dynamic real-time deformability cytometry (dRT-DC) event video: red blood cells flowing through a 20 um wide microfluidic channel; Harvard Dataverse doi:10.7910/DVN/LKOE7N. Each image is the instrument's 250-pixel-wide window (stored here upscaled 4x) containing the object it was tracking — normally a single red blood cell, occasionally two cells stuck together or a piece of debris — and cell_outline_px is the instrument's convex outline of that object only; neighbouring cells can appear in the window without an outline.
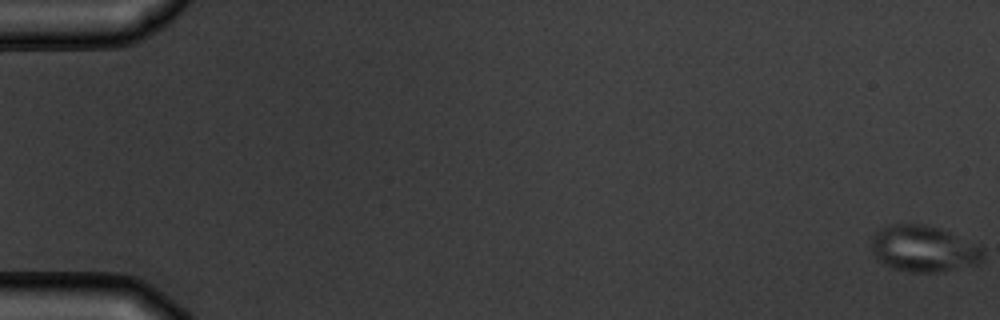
{"species": "common noctule bat (a hibernating species)", "species_latin": "Nyctalus noctula", "temperature_condition": "warm", "stored_images_in_passage": 6, "camera_frame_rate_fps": 3000, "um_per_image_px": 0.085, "animal": {"sex": "male", "body_mass_g": 19.5, "forearm_length_mm": 54.6}, "frame": {"image": 1, "passage_image": 6, "time_ms": 6.333, "image_size_px": [1000, 320], "cell_outline_px": [[984, 260], [976, 264], [940, 272], [912, 272], [892, 268], [876, 260], [872, 252], [872, 236], [876, 232], [888, 224], [928, 224], [940, 228], [984, 248]], "centroid_in_image_um": [78.5, 21.14], "position_along_channel_um": 6.5, "area_um2": 30.29}}